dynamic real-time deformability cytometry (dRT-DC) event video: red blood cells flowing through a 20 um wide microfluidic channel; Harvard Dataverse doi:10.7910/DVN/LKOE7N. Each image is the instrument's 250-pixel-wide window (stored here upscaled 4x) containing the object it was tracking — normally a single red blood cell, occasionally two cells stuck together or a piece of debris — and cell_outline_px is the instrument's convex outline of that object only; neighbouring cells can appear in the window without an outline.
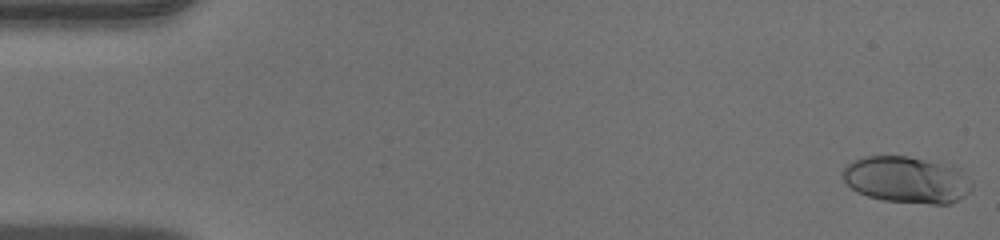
{"species": "human", "species_latin": "Homo sapiens", "temperature_condition": "warm", "stored_images_in_passage": 47, "camera_frame_rate_fps": 3000, "um_per_image_px": 0.085, "donor": {"sex": "male"}, "frame": {"image": 1, "passage_image": 1, "time_ms": 0.0, "image_size_px": [1000, 240], "cell_outline_px": [[972, 188], [964, 196], [948, 204], [932, 204], [884, 200], [868, 196], [856, 192], [840, 176], [840, 172], [852, 160], [864, 156], [908, 156], [956, 168], [972, 184]], "centroid_in_image_um": [76.98, 15.28], "position_along_channel_um": 8.0, "area_um2": 34.62}}
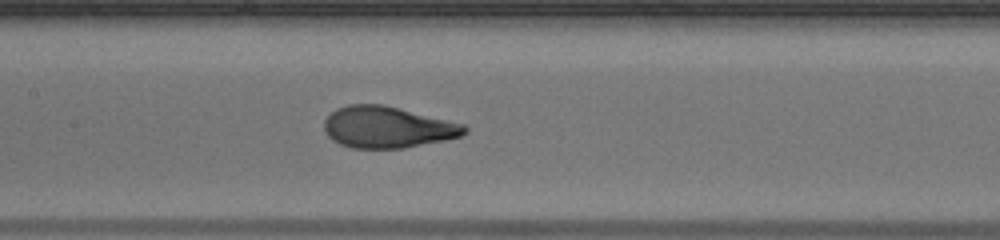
{"frame": {"image": 2, "passage_image": 23, "time_ms": 7.333, "image_size_px": [1000, 240], "cell_outline_px": [[468, 132], [460, 136], [444, 140], [404, 148], [352, 148], [340, 144], [332, 140], [324, 132], [324, 120], [336, 108], [348, 104], [384, 104], [464, 124], [468, 128]], "centroid_in_image_um": [32.91, 10.81], "position_along_channel_um": 174.5, "area_um2": 33.99}}
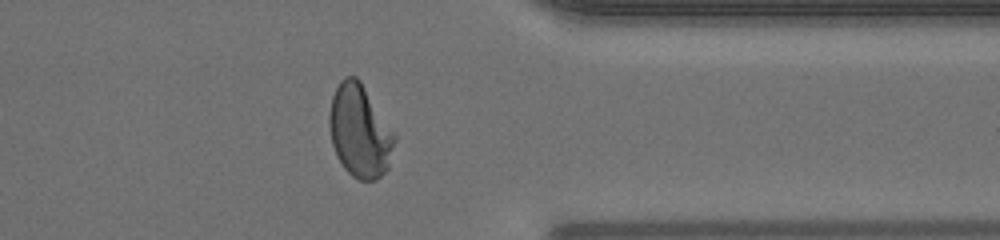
{"frame": {"image": 3, "passage_image": 38, "time_ms": 12.333, "image_size_px": [1000, 240], "cell_outline_px": [[396, 140], [388, 168], [376, 180], [360, 180], [352, 176], [344, 168], [336, 156], [332, 144], [328, 124], [328, 116], [332, 96], [340, 80], [344, 76], [356, 76], [360, 80], [396, 136]], "centroid_in_image_um": [30.56, 11.15], "position_along_channel_um": 380.8, "area_um2": 35.26}}